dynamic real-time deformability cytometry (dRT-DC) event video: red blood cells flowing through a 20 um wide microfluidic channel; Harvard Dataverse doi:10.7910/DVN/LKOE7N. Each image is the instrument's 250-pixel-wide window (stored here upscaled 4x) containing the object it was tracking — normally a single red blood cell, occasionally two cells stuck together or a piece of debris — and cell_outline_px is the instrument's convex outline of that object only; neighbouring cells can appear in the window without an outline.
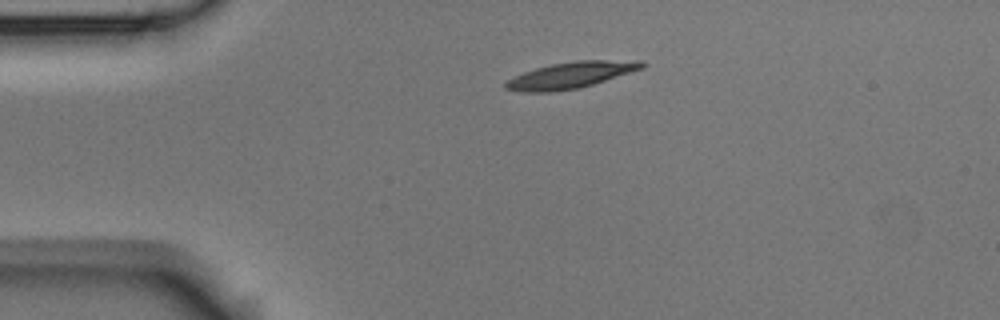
{"species": "Egyptian fruit bat (a non-hibernating species)", "species_latin": "Rousettus aegyptiacus", "temperature_condition": "room temperature", "stored_images_in_passage": 2, "camera_frame_rate_fps": 3000, "um_per_image_px": 0.085, "animal": {"sex": "male"}, "frame": {"image": 1, "passage_image": 1, "time_ms": 0.0, "image_size_px": [1000, 320], "cell_outline_px": [[648, 64], [644, 68], [592, 84], [576, 88], [548, 92], [524, 92], [504, 88], [504, 84], [508, 80], [524, 72], [536, 68], [552, 64], [576, 60], [644, 60]], "centroid_in_image_um": [48.58, 6.36], "position_along_channel_um": 36.4, "area_um2": 20.69}}